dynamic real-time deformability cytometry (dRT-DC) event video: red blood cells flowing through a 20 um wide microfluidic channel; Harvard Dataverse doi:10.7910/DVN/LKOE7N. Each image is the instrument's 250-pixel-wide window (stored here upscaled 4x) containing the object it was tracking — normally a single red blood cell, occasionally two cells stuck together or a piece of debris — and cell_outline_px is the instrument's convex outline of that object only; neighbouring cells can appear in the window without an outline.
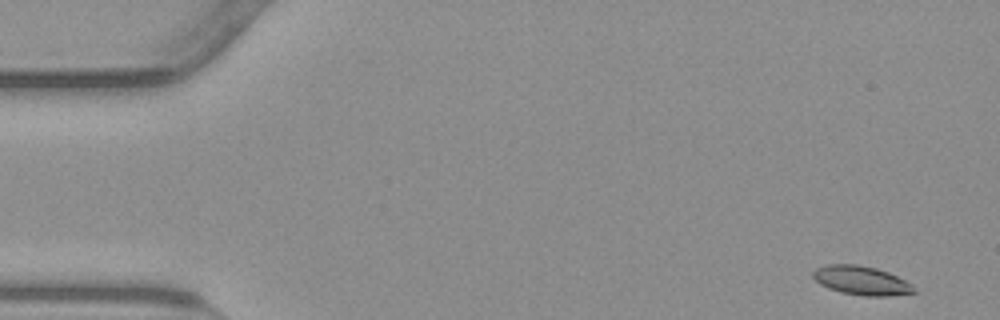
{"species": "common noctule bat (a hibernating species)", "species_latin": "Nyctalus noctula", "temperature_condition": "warm", "stored_images_in_passage": 53, "camera_frame_rate_fps": 3000, "um_per_image_px": 0.085, "animal": {"sex": "male", "body_mass_g": 23.1, "forearm_length_mm": 52.7}, "frame": {"image": 1, "passage_image": 1, "time_ms": 0.0, "image_size_px": [1000, 320], "cell_outline_px": [[916, 292], [888, 296], [864, 296], [840, 292], [828, 288], [820, 284], [812, 276], [812, 272], [816, 268], [828, 264], [856, 264], [876, 268], [888, 272], [912, 284]], "centroid_in_image_um": [73.19, 23.84], "position_along_channel_um": 11.8, "area_um2": 16.99}}
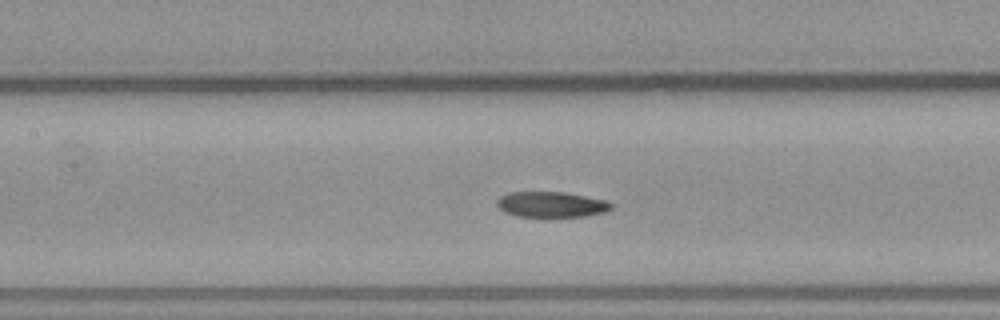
{"frame": {"image": 2, "passage_image": 23, "time_ms": 7.333, "image_size_px": [1000, 320], "cell_outline_px": [[612, 208], [604, 212], [584, 216], [516, 216], [504, 212], [496, 204], [496, 200], [500, 196], [508, 192], [564, 192], [608, 200], [612, 204]], "centroid_in_image_um": [46.85, 17.37], "position_along_channel_um": 160.6, "area_um2": 16.99}}
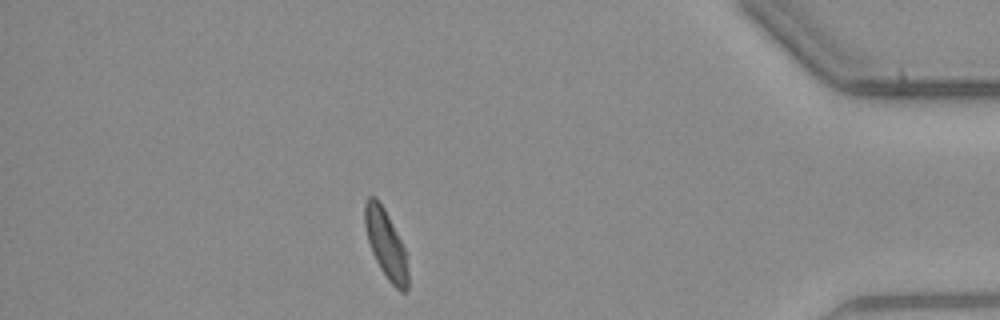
{"frame": {"image": 3, "passage_image": 46, "time_ms": 15.0, "image_size_px": [1000, 320], "cell_outline_px": [[408, 288], [404, 292], [400, 292], [388, 280], [380, 268], [372, 252], [368, 240], [364, 224], [364, 204], [368, 196], [376, 196], [384, 208], [404, 248], [408, 272]], "centroid_in_image_um": [32.78, 20.74], "position_along_channel_um": 402.4, "area_um2": 17.05}, "authors_computed_cell_mechanics": {"area_um2": 17.6868, "velocity_mm_per_s": 3.7784, "shape_relaxation_time_tau1_ms": 8.9827, "shape_relaxation_time_tau2_ms": 3.4468, "deformation_change_tau1": 0.2227, "deformation_change_tau2": 0.0896}}